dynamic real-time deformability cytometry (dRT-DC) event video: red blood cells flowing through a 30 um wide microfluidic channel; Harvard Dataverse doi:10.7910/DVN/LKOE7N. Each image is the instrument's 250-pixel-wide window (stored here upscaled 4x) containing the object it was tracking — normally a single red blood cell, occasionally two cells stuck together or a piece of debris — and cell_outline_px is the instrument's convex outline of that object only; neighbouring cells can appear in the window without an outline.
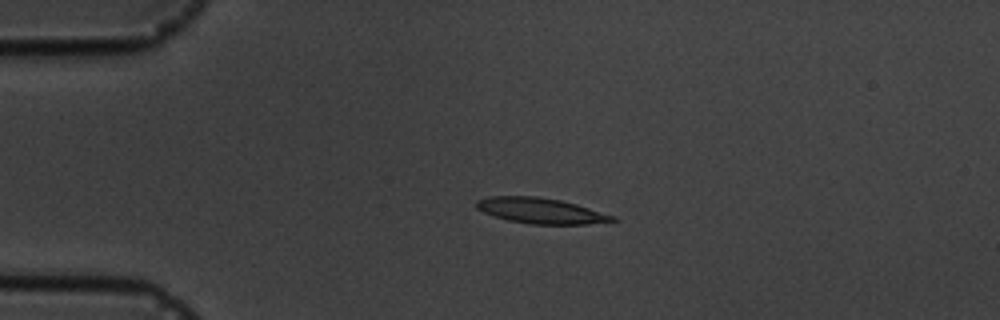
{"species": "common noctule bat (a hibernating species)", "species_latin": "Nyctalus noctula", "temperature_condition": "cold", "stored_images_in_passage": 4, "camera_frame_rate_fps": 3000, "um_per_image_px": 0.085, "animal": {"sex": "male", "body_mass_g": 19.5, "forearm_length_mm": 54.6}, "frame": {"image": 1, "passage_image": 2, "time_ms": 1.333, "image_size_px": [1000, 320], "cell_outline_px": [[620, 220], [588, 224], [528, 224], [508, 220], [484, 212], [476, 208], [476, 200], [488, 196], [536, 196], [560, 200], [576, 204], [616, 216]], "centroid_in_image_um": [45.98, 17.91], "position_along_channel_um": 39.0, "area_um2": 20.29}}
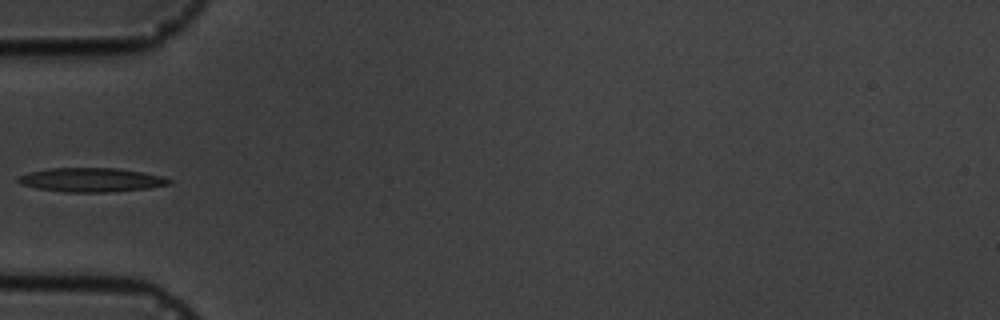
{"frame": {"image": 2, "passage_image": 4, "time_ms": 3.333, "image_size_px": [1000, 320], "cell_outline_px": [[172, 184], [148, 188], [108, 192], [64, 192], [36, 188], [20, 184], [16, 180], [20, 176], [28, 172], [48, 168], [120, 168], [160, 176], [172, 180]], "centroid_in_image_um": [7.73, 15.29], "position_along_channel_um": 77.3, "area_um2": 21.1}}